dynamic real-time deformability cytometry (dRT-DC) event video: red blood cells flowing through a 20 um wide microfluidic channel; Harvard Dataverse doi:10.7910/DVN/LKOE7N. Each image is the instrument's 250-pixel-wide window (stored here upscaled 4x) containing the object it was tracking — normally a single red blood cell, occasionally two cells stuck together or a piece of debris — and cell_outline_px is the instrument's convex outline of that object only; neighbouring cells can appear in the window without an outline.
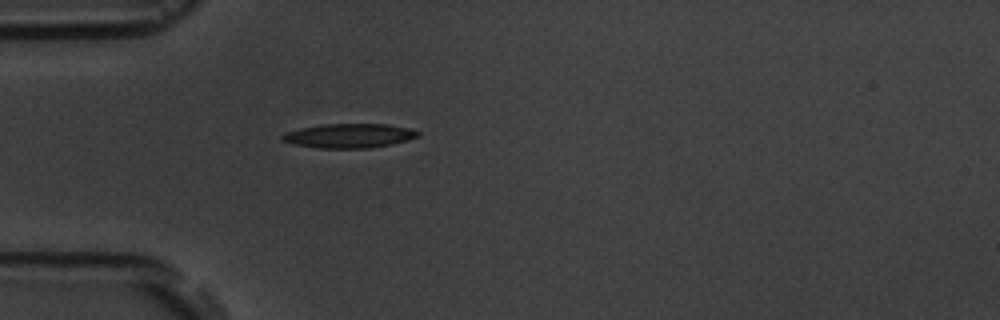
{"species": "common noctule bat (a hibernating species)", "species_latin": "Nyctalus noctula", "temperature_condition": "room temperature", "stored_images_in_passage": 1, "camera_frame_rate_fps": 3000, "um_per_image_px": 0.085, "animal": {"sex": "male", "body_mass_g": 19.5, "forearm_length_mm": 54.6}, "frame": {"image": 1, "passage_image": 1, "time_ms": 0.0, "image_size_px": [1000, 320], "cell_outline_px": [[420, 136], [408, 140], [392, 144], [372, 148], [316, 148], [292, 144], [280, 140], [280, 136], [288, 132], [300, 128], [324, 124], [388, 124], [408, 128], [420, 132]], "centroid_in_image_um": [29.68, 11.54], "position_along_channel_um": 55.3, "area_um2": 19.31}}